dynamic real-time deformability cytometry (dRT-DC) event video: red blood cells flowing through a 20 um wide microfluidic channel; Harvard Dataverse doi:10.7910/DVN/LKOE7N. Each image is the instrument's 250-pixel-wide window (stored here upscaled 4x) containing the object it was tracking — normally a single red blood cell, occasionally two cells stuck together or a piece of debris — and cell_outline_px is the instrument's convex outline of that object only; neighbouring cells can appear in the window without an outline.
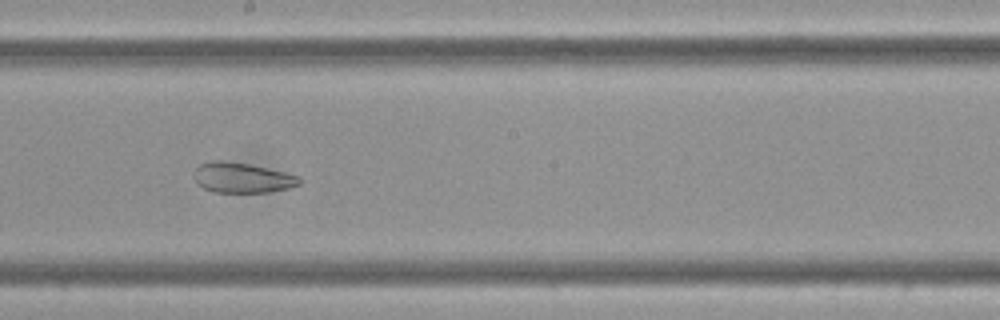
{"species": "Egyptian fruit bat (a non-hibernating species)", "species_latin": "Rousettus aegyptiacus", "temperature_condition": "cold", "stored_images_in_passage": 60, "camera_frame_rate_fps": 3000, "um_per_image_px": 0.085, "frame": {"image": 1, "passage_image": 34, "time_ms": 11.0, "image_size_px": [1000, 320], "cell_outline_px": [[304, 180], [300, 184], [288, 188], [268, 192], [212, 192], [196, 184], [196, 168], [200, 164], [208, 160], [224, 160], [248, 164], [284, 172], [300, 176]], "centroid_in_image_um": [20.6, 15.1], "position_along_channel_um": 227.6, "area_um2": 18.55}}
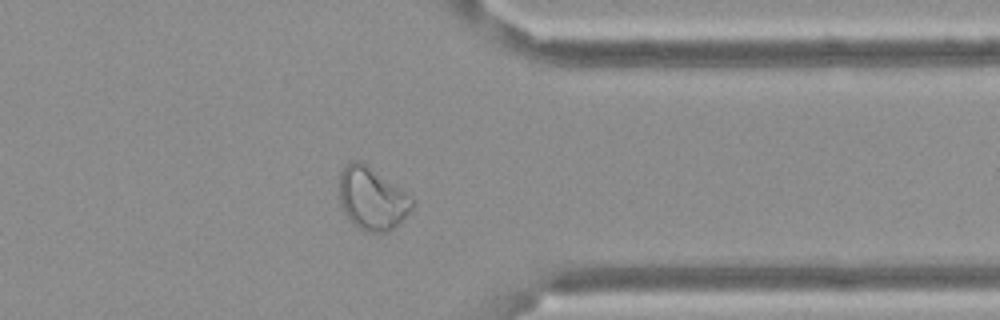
{"frame": {"image": 2, "passage_image": 48, "time_ms": 15.667, "image_size_px": [1000, 320], "cell_outline_px": [[416, 204], [400, 224], [384, 232], [364, 232], [344, 212], [340, 204], [340, 172], [344, 164], [352, 160], [360, 160], [412, 196], [416, 200]], "centroid_in_image_um": [31.65, 16.86], "position_along_channel_um": 379.7, "area_um2": 26.65}}
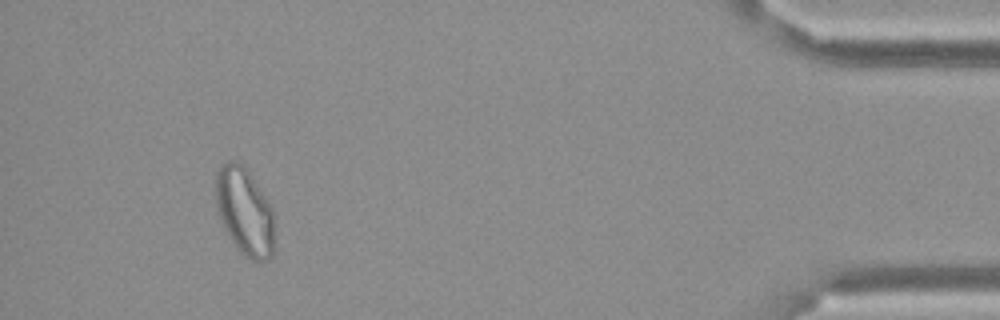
{"frame": {"image": 3, "passage_image": 56, "time_ms": 18.333, "image_size_px": [1000, 320], "cell_outline_px": [[272, 252], [268, 260], [252, 260], [244, 256], [228, 236], [224, 228], [216, 208], [216, 172], [220, 164], [228, 160], [236, 160], [248, 172], [268, 200], [272, 208]], "centroid_in_image_um": [20.75, 17.94], "position_along_channel_um": 414.5, "area_um2": 29.48}, "authors_computed_cell_mechanics": {"area_um2": 28.7844, "velocity_mm_per_s": 3.3935, "shape_relaxation_time_tau1_ms": null, "shape_relaxation_time_tau2_ms": 2.2629, "deformation_change_tau1": null, "deformation_change_tau2": 0.0922}}